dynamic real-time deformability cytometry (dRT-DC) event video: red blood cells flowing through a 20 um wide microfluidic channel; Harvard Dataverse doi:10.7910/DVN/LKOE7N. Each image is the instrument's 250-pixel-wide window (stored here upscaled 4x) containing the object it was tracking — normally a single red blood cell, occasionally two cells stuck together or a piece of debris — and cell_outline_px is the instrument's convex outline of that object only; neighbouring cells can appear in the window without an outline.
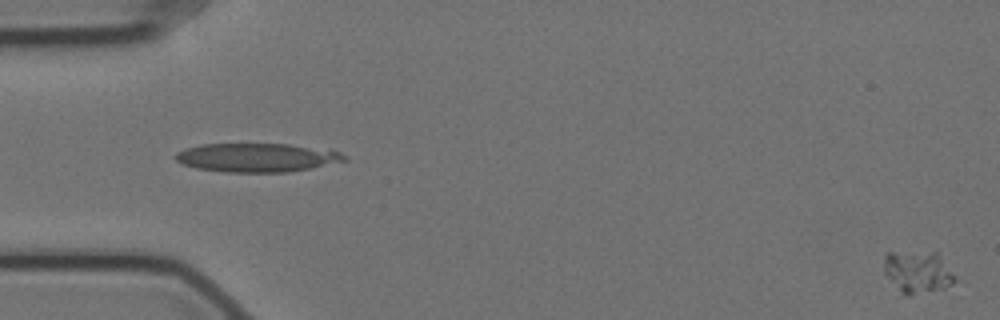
{"species": "Egyptian fruit bat (a non-hibernating species)", "species_latin": "Rousettus aegyptiacus", "temperature_condition": "cold", "stored_images_in_passage": 59, "camera_frame_rate_fps": 3000, "um_per_image_px": 0.085, "animal": {"sex": "female"}, "frame": {"image": 1, "passage_image": 1, "time_ms": 0.0, "image_size_px": [1000, 320], "cell_outline_px": [[960, 280], [944, 288], [908, 296], [900, 292], [884, 272], [884, 256], [888, 252], [936, 252]], "centroid_in_image_um": [78.03, 23.12], "position_along_channel_um": 7.0, "area_um2": 17.51}}
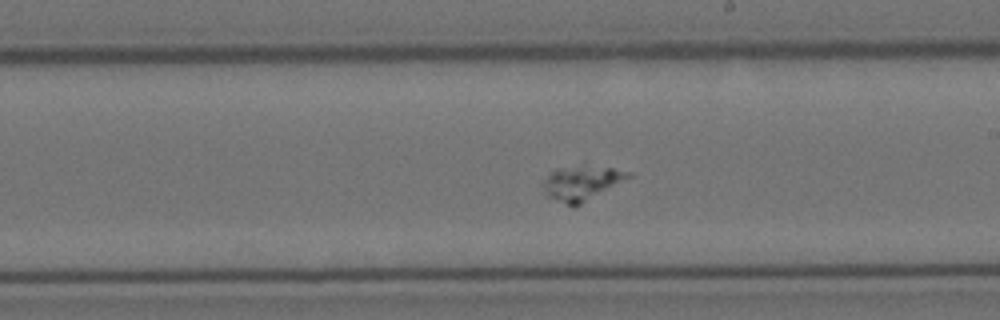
{"frame": {"image": 2, "passage_image": 34, "time_ms": 11.0, "image_size_px": [1000, 320], "cell_outline_px": [[632, 176], [576, 208], [572, 208], [548, 196], [544, 192], [544, 180], [556, 168], [612, 168], [632, 172]], "centroid_in_image_um": [49.45, 15.63], "position_along_channel_um": 239.5, "area_um2": 16.7}}
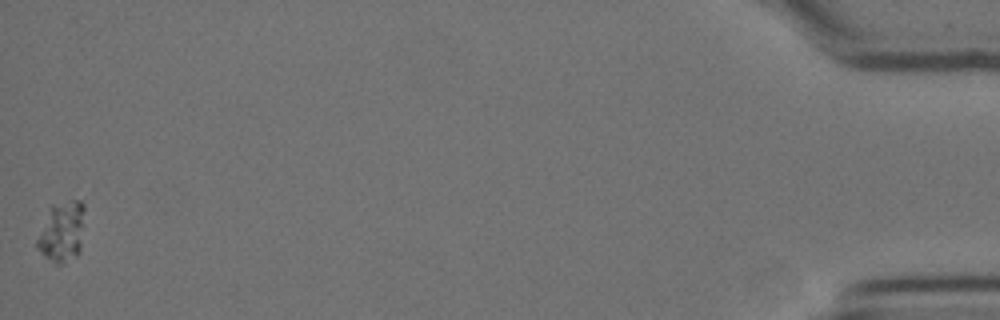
{"frame": {"image": 3, "passage_image": 59, "time_ms": 19.333, "image_size_px": [1000, 320], "cell_outline_px": [[84, 208], [80, 252], [76, 256], [60, 264], [56, 264], [44, 256], [36, 248], [36, 240], [52, 204], [68, 200], [80, 200], [84, 204]], "centroid_in_image_um": [5.26, 19.69], "position_along_channel_um": 429.9, "area_um2": 16.59}}